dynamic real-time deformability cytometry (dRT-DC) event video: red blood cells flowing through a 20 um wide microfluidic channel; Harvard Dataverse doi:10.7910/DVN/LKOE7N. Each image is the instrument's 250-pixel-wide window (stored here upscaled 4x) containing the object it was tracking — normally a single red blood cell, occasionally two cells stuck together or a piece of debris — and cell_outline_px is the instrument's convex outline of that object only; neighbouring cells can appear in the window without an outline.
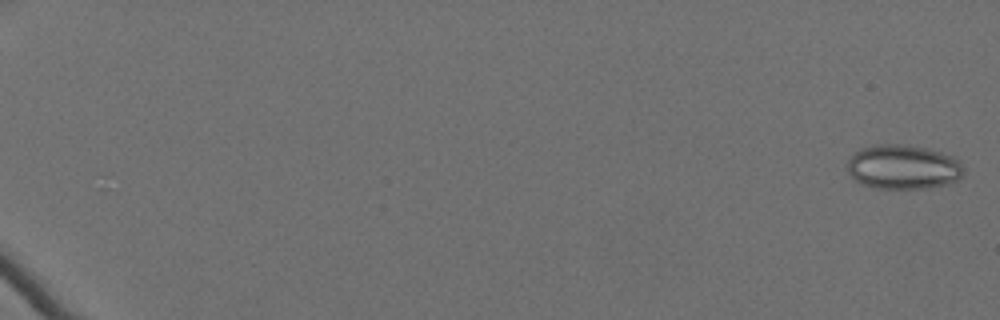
{"species": "Egyptian fruit bat (a non-hibernating species)", "species_latin": "Rousettus aegyptiacus", "temperature_condition": "cold", "stored_images_in_passage": 62, "camera_frame_rate_fps": 3000, "um_per_image_px": 0.085, "animal": {"sex": "female"}, "frame": {"image": 1, "passage_image": 2, "time_ms": 0.333, "image_size_px": [1000, 320], "cell_outline_px": [[964, 176], [960, 180], [948, 184], [928, 188], [876, 188], [864, 184], [856, 180], [848, 172], [848, 160], [860, 148], [876, 144], [908, 144], [928, 148], [952, 156], [960, 160], [964, 168]], "centroid_in_image_um": [76.83, 14.18], "position_along_channel_um": 8.2, "area_um2": 30.4}}
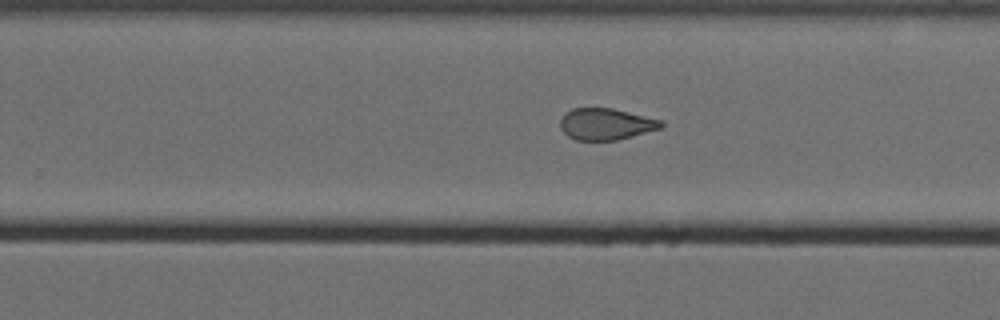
{"frame": {"image": 2, "passage_image": 44, "time_ms": 14.333, "image_size_px": [1000, 320], "cell_outline_px": [[664, 128], [616, 140], [576, 140], [568, 136], [560, 128], [560, 120], [564, 112], [572, 108], [612, 108], [660, 120], [664, 124]], "centroid_in_image_um": [51.48, 10.54], "position_along_channel_um": 278.3, "area_um2": 18.55}}
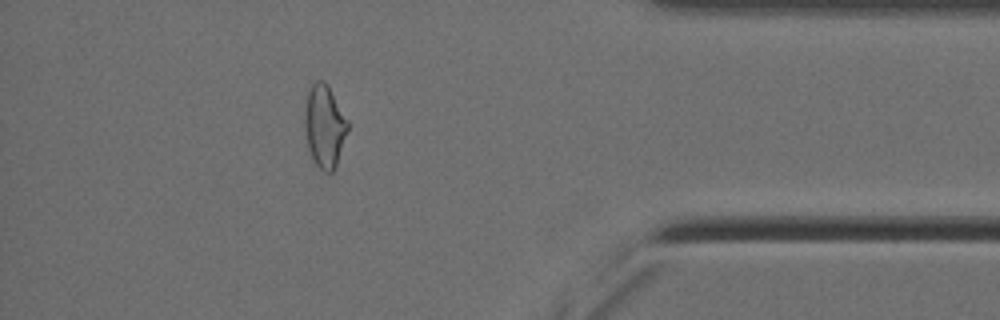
{"frame": {"image": 3, "passage_image": 57, "time_ms": 18.667, "image_size_px": [1000, 320], "cell_outline_px": [[348, 132], [336, 168], [332, 172], [324, 172], [312, 160], [308, 148], [304, 132], [304, 112], [308, 92], [312, 84], [316, 80], [324, 80], [328, 84], [348, 120]], "centroid_in_image_um": [27.58, 10.74], "position_along_channel_um": 407.6, "area_um2": 21.15}, "authors_computed_cell_mechanics": {"area_um2": 22.3108, "velocity_mm_per_s": 3.5269, "shape_relaxation_time_tau1_ms": null, "shape_relaxation_time_tau2_ms": 1.7214, "deformation_change_tau1": null, "deformation_change_tau2": 0.077}}